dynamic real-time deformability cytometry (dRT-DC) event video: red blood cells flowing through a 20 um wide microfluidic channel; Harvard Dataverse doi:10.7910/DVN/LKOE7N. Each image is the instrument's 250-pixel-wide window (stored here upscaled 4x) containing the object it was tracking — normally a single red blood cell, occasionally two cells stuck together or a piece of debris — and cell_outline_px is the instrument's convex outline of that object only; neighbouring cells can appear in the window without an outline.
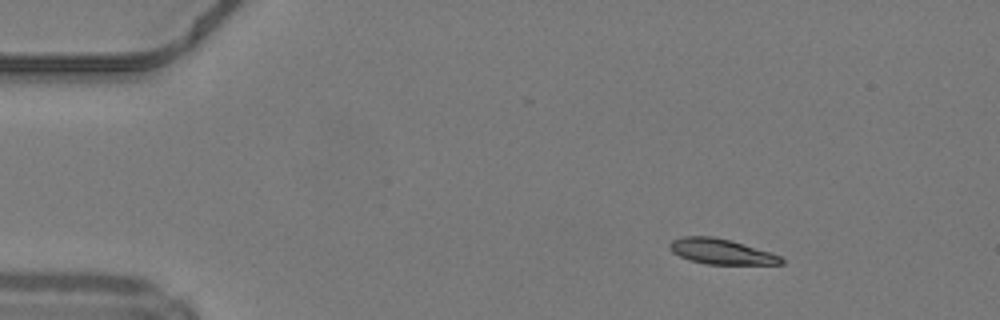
{"species": "common noctule bat (a hibernating species)", "species_latin": "Nyctalus noctula", "temperature_condition": "warm", "stored_images_in_passage": 43, "camera_frame_rate_fps": 3000, "um_per_image_px": 0.085, "animal": {"sex": "male", "body_mass_g": 19.2, "forearm_length_mm": 51.8}, "frame": {"image": 1, "passage_image": 1, "time_ms": 0.0, "image_size_px": [1000, 320], "cell_outline_px": [[784, 264], [708, 264], [688, 260], [672, 252], [668, 248], [668, 244], [672, 240], [684, 236], [712, 236], [732, 240], [772, 252], [780, 256], [784, 260]], "centroid_in_image_um": [61.3, 21.37], "position_along_channel_um": 23.7, "area_um2": 16.65}}
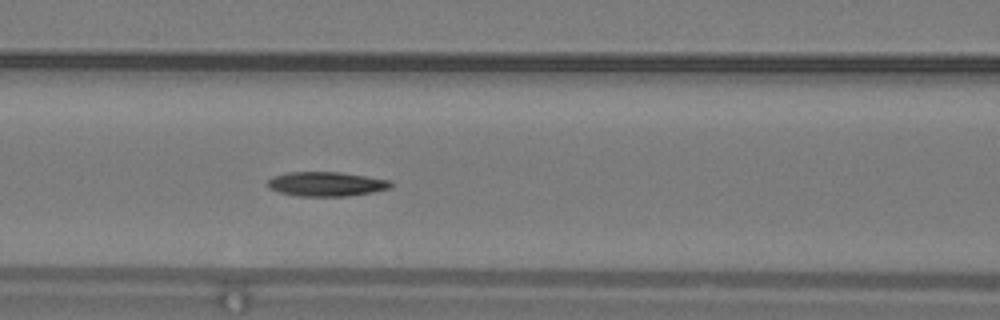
{"frame": {"image": 2, "passage_image": 15, "time_ms": 4.667, "image_size_px": [1000, 320], "cell_outline_px": [[392, 184], [388, 188], [372, 192], [344, 196], [296, 196], [280, 192], [268, 188], [268, 180], [272, 176], [284, 172], [340, 172], [388, 180]], "centroid_in_image_um": [27.65, 15.63], "position_along_channel_um": 139.0, "area_um2": 17.34}}
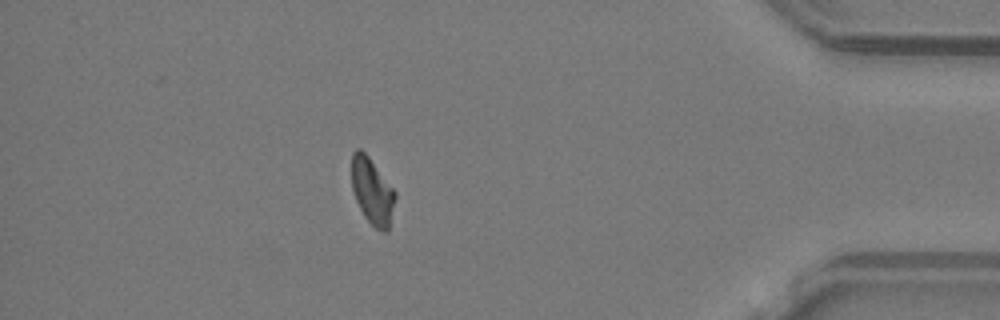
{"frame": {"image": 3, "passage_image": 37, "time_ms": 12.0, "image_size_px": [1000, 320], "cell_outline_px": [[396, 196], [388, 232], [384, 232], [376, 228], [364, 216], [356, 200], [352, 188], [352, 152], [356, 148], [360, 148], [368, 156], [396, 192]], "centroid_in_image_um": [31.64, 16.25], "position_along_channel_um": 403.6, "area_um2": 16.65}, "authors_computed_cell_mechanics": {"area_um2": 17.1088, "velocity_mm_per_s": 4.2209, "shape_relaxation_time_tau1_ms": 5.2304, "shape_relaxation_time_tau2_ms": null, "deformation_change_tau1": 0.1673, "deformation_change_tau2": null}}